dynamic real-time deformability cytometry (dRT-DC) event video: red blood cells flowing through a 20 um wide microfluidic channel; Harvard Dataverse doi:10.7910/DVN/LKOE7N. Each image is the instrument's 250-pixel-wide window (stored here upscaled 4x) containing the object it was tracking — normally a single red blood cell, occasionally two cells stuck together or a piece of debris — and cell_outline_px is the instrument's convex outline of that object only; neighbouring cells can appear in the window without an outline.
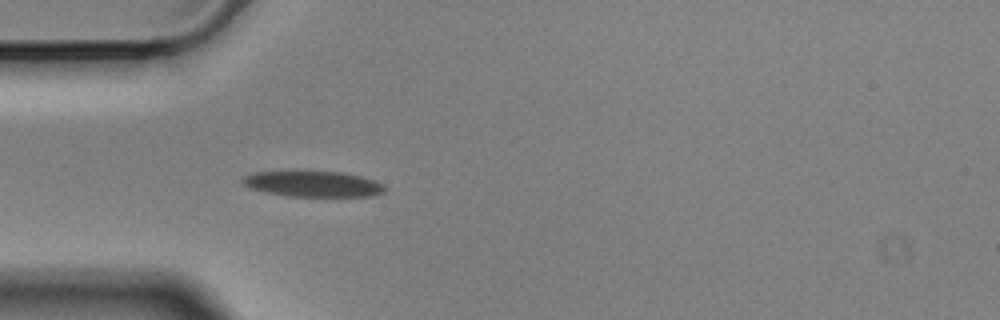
{"species": "Egyptian fruit bat (a non-hibernating species)", "species_latin": "Rousettus aegyptiacus", "temperature_condition": "cold", "stored_images_in_passage": 5, "camera_frame_rate_fps": 3000, "um_per_image_px": 0.085, "animal": {"sex": "male"}, "frame": {"image": 1, "passage_image": 5, "time_ms": 1.333, "image_size_px": [1000, 320], "cell_outline_px": [[388, 188], [384, 192], [372, 196], [288, 196], [264, 192], [248, 188], [240, 180], [244, 176], [252, 172], [296, 168], [344, 172], [376, 180], [384, 184]], "centroid_in_image_um": [26.55, 15.57], "position_along_channel_um": 58.4, "area_um2": 22.72}}